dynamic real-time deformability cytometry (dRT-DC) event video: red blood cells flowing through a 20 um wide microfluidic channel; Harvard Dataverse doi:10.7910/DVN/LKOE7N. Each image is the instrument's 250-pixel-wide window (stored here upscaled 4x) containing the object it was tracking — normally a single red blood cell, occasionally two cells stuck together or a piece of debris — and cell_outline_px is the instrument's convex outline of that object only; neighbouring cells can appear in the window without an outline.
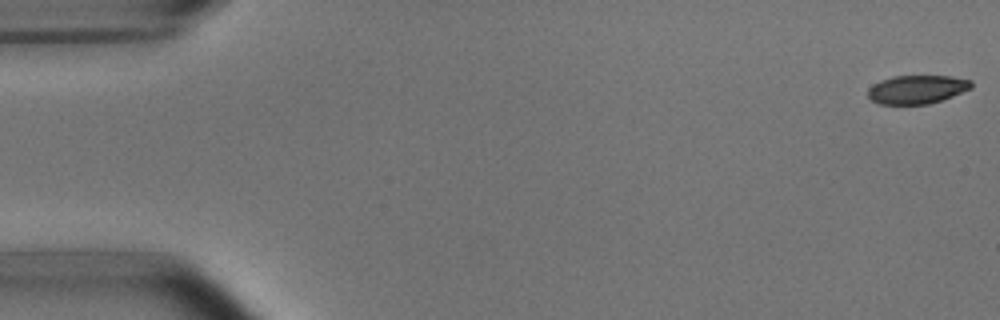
{"species": "common noctule bat (a hibernating species)", "species_latin": "Nyctalus noctula", "temperature_condition": "room temperature", "stored_images_in_passage": 5, "camera_frame_rate_fps": 3000, "um_per_image_px": 0.085, "animal": {"sex": "male", "body_mass_g": 15.6}, "frame": {"image": 1, "passage_image": 1, "time_ms": 0.0, "image_size_px": [1000, 320], "cell_outline_px": [[972, 88], [952, 96], [928, 104], [880, 104], [872, 100], [868, 96], [868, 88], [872, 84], [880, 80], [892, 76], [952, 76], [972, 80]], "centroid_in_image_um": [77.93, 7.59], "position_along_channel_um": 7.1, "area_um2": 17.22}}
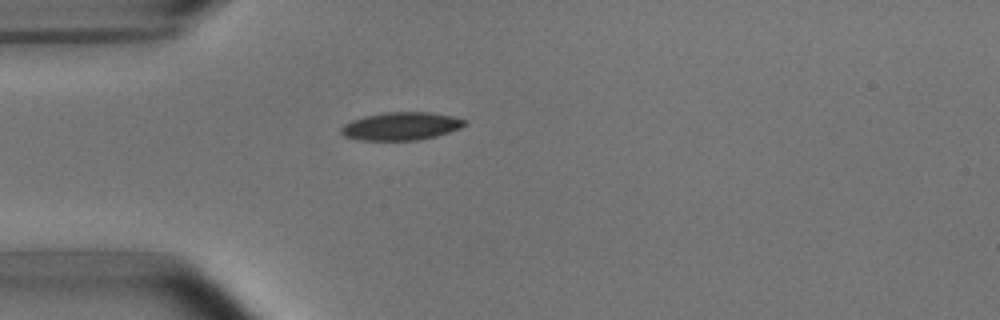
{"frame": {"image": 2, "passage_image": 5, "time_ms": 4.667, "image_size_px": [1000, 320], "cell_outline_px": [[468, 124], [460, 128], [436, 136], [420, 140], [360, 140], [344, 136], [340, 132], [340, 128], [344, 124], [352, 120], [364, 116], [384, 112], [428, 112], [452, 116], [468, 120]], "centroid_in_image_um": [34.1, 10.72], "position_along_channel_um": 50.9, "area_um2": 20.23}}